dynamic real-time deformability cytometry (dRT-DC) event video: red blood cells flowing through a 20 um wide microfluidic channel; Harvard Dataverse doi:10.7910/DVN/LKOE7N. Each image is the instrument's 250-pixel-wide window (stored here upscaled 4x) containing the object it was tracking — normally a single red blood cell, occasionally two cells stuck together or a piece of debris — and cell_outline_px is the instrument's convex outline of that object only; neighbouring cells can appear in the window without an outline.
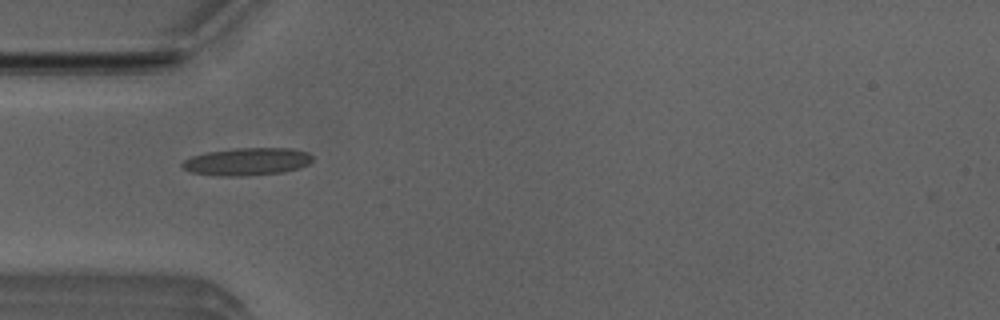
{"species": "Egyptian fruit bat (a non-hibernating species)", "species_latin": "Rousettus aegyptiacus", "temperature_condition": "room temperature", "stored_images_in_passage": 5, "camera_frame_rate_fps": 3000, "um_per_image_px": 0.085, "animal": {"sex": "male"}, "frame": {"image": 1, "passage_image": 4, "time_ms": 1.0, "image_size_px": [1000, 320], "cell_outline_px": [[312, 160], [308, 164], [300, 168], [284, 172], [244, 176], [224, 176], [192, 172], [184, 168], [180, 164], [184, 160], [192, 156], [204, 152], [236, 148], [288, 148], [308, 152], [312, 156]], "centroid_in_image_um": [21.01, 13.73], "position_along_channel_um": 64.0, "area_um2": 20.92}}